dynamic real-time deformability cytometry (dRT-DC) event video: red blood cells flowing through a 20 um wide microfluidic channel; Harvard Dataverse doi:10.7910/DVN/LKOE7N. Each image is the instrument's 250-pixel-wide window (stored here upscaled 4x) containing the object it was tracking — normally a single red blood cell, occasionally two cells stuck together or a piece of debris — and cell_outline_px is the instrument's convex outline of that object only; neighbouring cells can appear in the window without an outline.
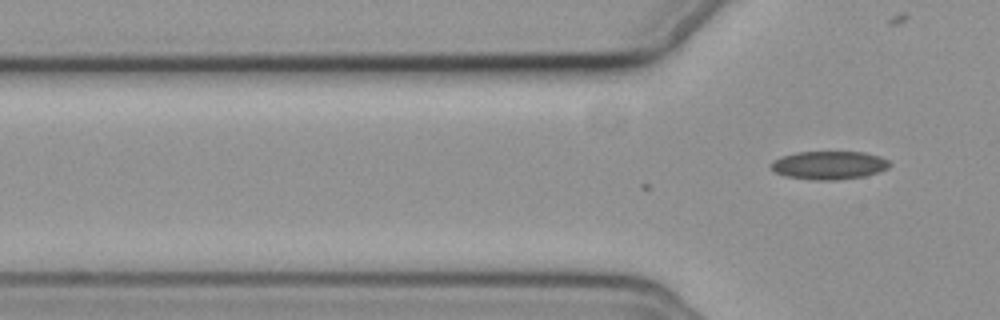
{"species": "common noctule bat (a hibernating species)", "species_latin": "Nyctalus noctula", "temperature_condition": "cold", "stored_images_in_passage": 3, "camera_frame_rate_fps": 3000, "um_per_image_px": 0.085, "animal": {"sex": "female", "body_mass_g": 19.3, "forearm_length_mm": 54.1}, "frame": {"image": 1, "passage_image": 3, "time_ms": 0.667, "image_size_px": [1000, 320], "cell_outline_px": [[892, 164], [888, 168], [864, 176], [836, 180], [812, 180], [784, 176], [772, 172], [768, 168], [768, 164], [772, 160], [780, 156], [796, 152], [864, 152], [880, 156], [888, 160]], "centroid_in_image_um": [70.37, 14.04], "position_along_channel_um": 55.4, "area_um2": 19.94}}